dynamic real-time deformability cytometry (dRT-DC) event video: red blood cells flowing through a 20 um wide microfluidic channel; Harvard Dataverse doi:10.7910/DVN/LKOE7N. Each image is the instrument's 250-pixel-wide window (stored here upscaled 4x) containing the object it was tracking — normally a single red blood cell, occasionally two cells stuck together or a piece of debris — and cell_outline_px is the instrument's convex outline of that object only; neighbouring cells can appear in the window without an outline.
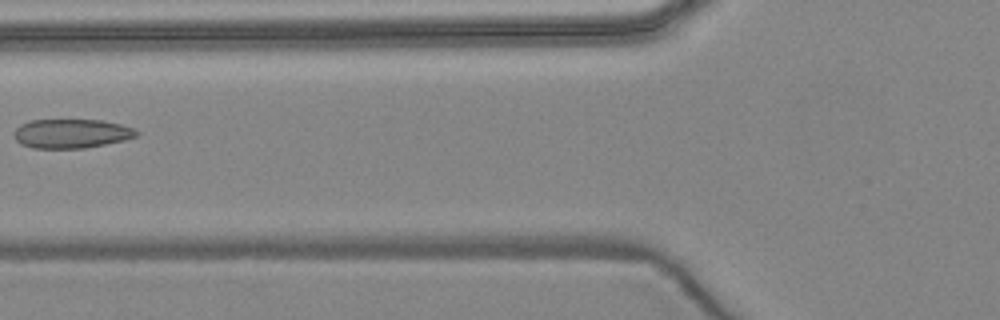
{"species": "common noctule bat (a hibernating species)", "species_latin": "Nyctalus noctula", "temperature_condition": "warm", "stored_images_in_passage": 7, "camera_frame_rate_fps": 3000, "um_per_image_px": 0.085, "animal": {"sex": "female", "body_mass_g": 24.6, "forearm_length_mm": 56.2}, "frame": {"image": 1, "passage_image": 6, "time_ms": 6.333, "image_size_px": [1000, 320], "cell_outline_px": [[140, 132], [136, 136], [124, 140], [84, 148], [32, 148], [20, 144], [16, 140], [16, 128], [20, 124], [32, 120], [100, 120], [120, 124], [132, 128]], "centroid_in_image_um": [6.06, 11.35], "position_along_channel_um": 119.7, "area_um2": 20.58}}
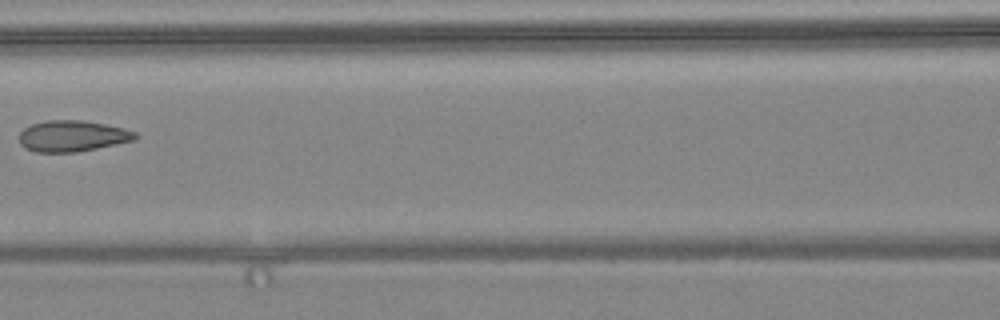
{"frame": {"image": 2, "passage_image": 7, "time_ms": 7.333, "image_size_px": [1000, 320], "cell_outline_px": [[140, 136], [136, 140], [76, 152], [36, 152], [24, 148], [20, 144], [20, 132], [24, 128], [32, 124], [44, 120], [84, 120], [124, 128], [136, 132]], "centroid_in_image_um": [6.16, 11.56], "position_along_channel_um": 160.4, "area_um2": 21.15}}